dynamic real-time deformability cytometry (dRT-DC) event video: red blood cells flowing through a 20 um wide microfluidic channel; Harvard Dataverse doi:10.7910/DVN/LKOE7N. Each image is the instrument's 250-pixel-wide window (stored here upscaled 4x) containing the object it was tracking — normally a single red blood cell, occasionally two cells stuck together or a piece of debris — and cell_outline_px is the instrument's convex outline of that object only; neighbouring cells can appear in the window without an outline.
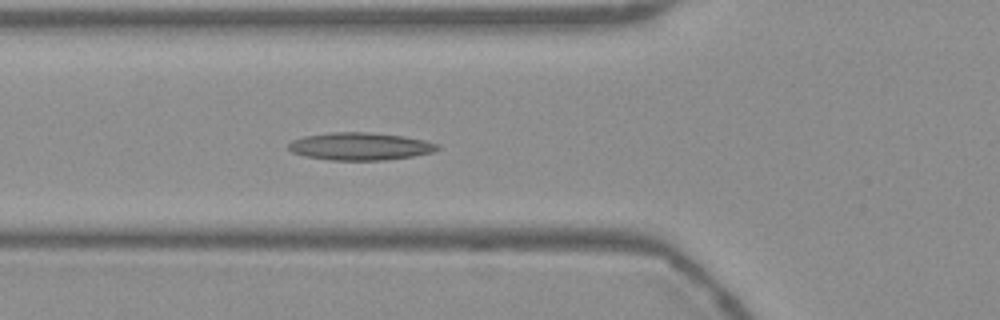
{"species": "Egyptian fruit bat (a non-hibernating species)", "species_latin": "Rousettus aegyptiacus", "temperature_condition": "warm", "stored_images_in_passage": 54, "camera_frame_rate_fps": 3000, "um_per_image_px": 0.085, "frame": {"image": 1, "passage_image": 19, "time_ms": 6.0, "image_size_px": [1000, 320], "cell_outline_px": [[440, 148], [432, 152], [412, 156], [384, 160], [328, 160], [304, 156], [292, 152], [288, 148], [288, 144], [292, 140], [304, 136], [332, 132], [368, 132], [404, 136], [424, 140], [440, 144]], "centroid_in_image_um": [30.6, 12.44], "position_along_channel_um": 95.2, "area_um2": 23.99}}
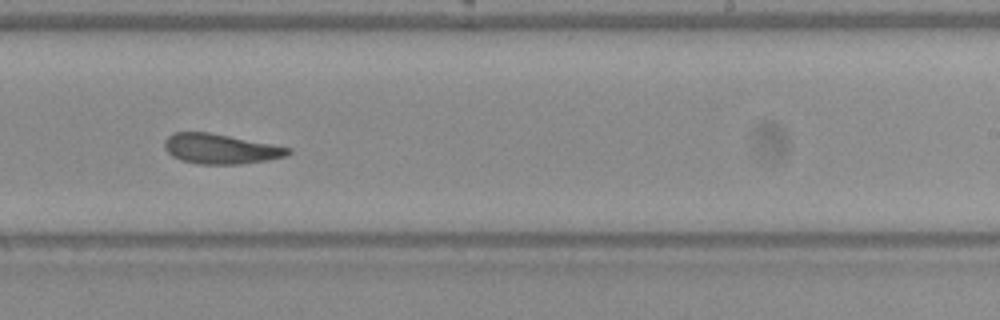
{"frame": {"image": 2, "passage_image": 33, "time_ms": 10.667, "image_size_px": [1000, 320], "cell_outline_px": [[292, 152], [288, 156], [268, 160], [240, 164], [200, 164], [180, 160], [172, 156], [164, 148], [164, 140], [172, 132], [208, 132], [272, 144], [292, 148]], "centroid_in_image_um": [18.75, 12.65], "position_along_channel_um": 270.3, "area_um2": 21.68}}
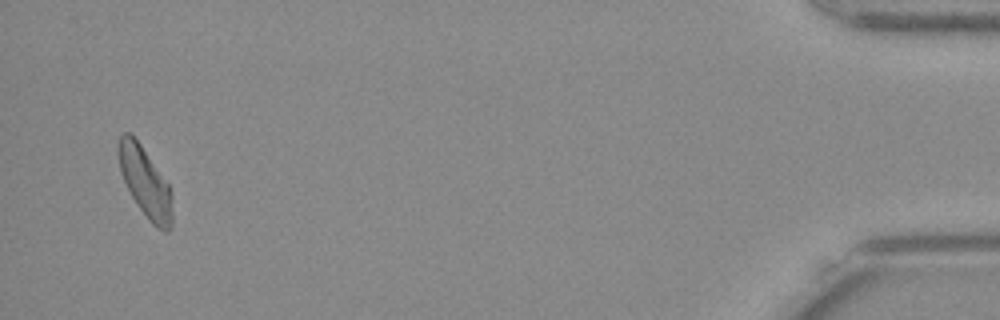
{"frame": {"image": 3, "passage_image": 52, "time_ms": 17.0, "image_size_px": [1000, 320], "cell_outline_px": [[172, 228], [168, 232], [164, 232], [152, 224], [148, 220], [132, 196], [120, 172], [116, 152], [116, 144], [120, 136], [124, 132], [128, 132], [140, 144], [168, 184], [172, 196]], "centroid_in_image_um": [12.32, 15.5], "position_along_channel_um": 422.9, "area_um2": 21.85}, "authors_computed_cell_mechanics": {"area_um2": 22.2819, "velocity_mm_per_s": 3.7396, "shape_relaxation_time_tau1_ms": null, "shape_relaxation_time_tau2_ms": 3.4106, "deformation_change_tau1": null, "deformation_change_tau2": 0.1162}}